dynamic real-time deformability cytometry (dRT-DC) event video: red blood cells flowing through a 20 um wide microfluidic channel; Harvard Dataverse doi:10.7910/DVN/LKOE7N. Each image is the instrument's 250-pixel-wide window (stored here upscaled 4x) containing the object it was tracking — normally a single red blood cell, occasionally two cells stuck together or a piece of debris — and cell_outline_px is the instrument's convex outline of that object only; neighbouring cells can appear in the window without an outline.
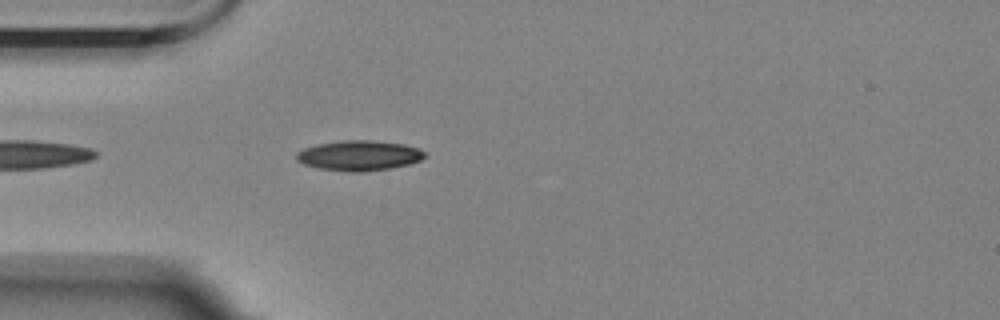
{"species": "Egyptian fruit bat (a non-hibernating species)", "species_latin": "Rousettus aegyptiacus", "temperature_condition": "room temperature", "stored_images_in_passage": 1, "camera_frame_rate_fps": 3000, "um_per_image_px": 0.085, "animal": {"sex": "female"}, "frame": {"image": 1, "passage_image": 1, "time_ms": 0.0, "image_size_px": [1000, 320], "cell_outline_px": [[428, 156], [420, 160], [408, 164], [392, 168], [360, 172], [348, 172], [320, 168], [304, 164], [296, 160], [296, 152], [304, 148], [316, 144], [344, 140], [372, 140], [404, 144], [420, 148], [428, 152]], "centroid_in_image_um": [30.57, 13.21], "position_along_channel_um": 54.4, "area_um2": 22.77}}